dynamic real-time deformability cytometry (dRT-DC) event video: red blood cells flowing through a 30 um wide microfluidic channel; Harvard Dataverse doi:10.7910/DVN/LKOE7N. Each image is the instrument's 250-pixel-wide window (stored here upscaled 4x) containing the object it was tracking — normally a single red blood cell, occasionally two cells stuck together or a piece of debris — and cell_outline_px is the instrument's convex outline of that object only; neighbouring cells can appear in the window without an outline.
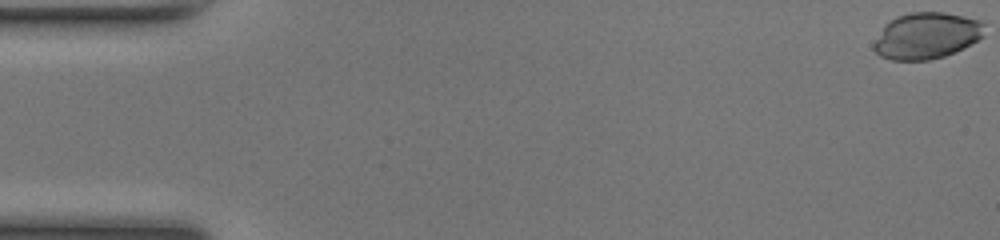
{"species": "common noctule bat (a hibernating species)", "species_latin": "Nyctalus noctula", "temperature_condition": "room temperature", "stored_images_in_passage": 50, "camera_frame_rate_fps": 3000, "um_per_image_px": 0.085, "animal": {"sex": "female", "body_mass_g": 17.0, "forearm_length_mm": 48.0}, "frame": {"image": 1, "passage_image": 1, "time_ms": 0.0, "image_size_px": [1000, 240], "cell_outline_px": [[984, 36], [944, 56], [928, 60], [892, 60], [880, 56], [872, 48], [872, 44], [884, 24], [896, 16], [912, 12], [944, 12], [984, 20]], "centroid_in_image_um": [78.73, 3.02], "position_along_channel_um": 6.3, "area_um2": 29.94}}
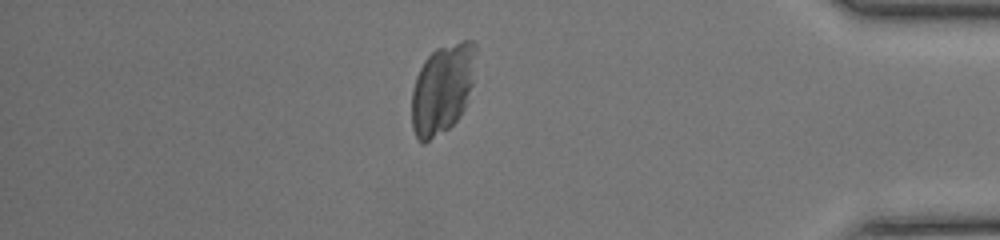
{"frame": {"image": 2, "passage_image": 43, "time_ms": 14.0, "image_size_px": [1000, 240], "cell_outline_px": [[476, 48], [472, 84], [464, 108], [460, 116], [448, 128], [424, 144], [416, 136], [412, 128], [412, 88], [416, 76], [424, 60], [436, 48], [460, 40], [472, 40], [476, 44]], "centroid_in_image_um": [37.59, 7.52], "position_along_channel_um": 397.6, "area_um2": 33.47}}